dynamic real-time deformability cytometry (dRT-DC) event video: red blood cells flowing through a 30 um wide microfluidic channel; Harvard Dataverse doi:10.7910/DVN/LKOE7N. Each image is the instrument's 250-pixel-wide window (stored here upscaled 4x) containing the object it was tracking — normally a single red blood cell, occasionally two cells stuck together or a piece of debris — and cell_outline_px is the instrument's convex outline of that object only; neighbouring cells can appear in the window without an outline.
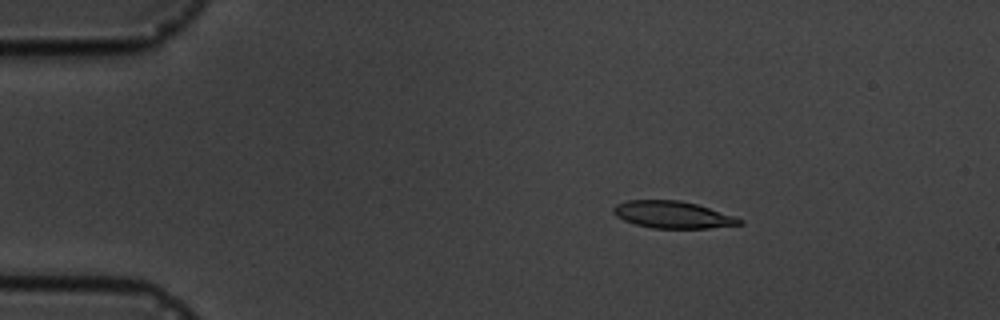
{"species": "common noctule bat (a hibernating species)", "species_latin": "Nyctalus noctula", "temperature_condition": "cold", "stored_images_in_passage": 5, "camera_frame_rate_fps": 3000, "um_per_image_px": 0.085, "animal": {"sex": "male", "body_mass_g": 19.5, "forearm_length_mm": 54.6}, "frame": {"image": 1, "passage_image": 3, "time_ms": 2.667, "image_size_px": [1000, 320], "cell_outline_px": [[744, 224], [708, 228], [652, 228], [636, 224], [624, 220], [616, 216], [612, 212], [612, 208], [616, 204], [628, 200], [680, 200], [696, 204], [736, 216], [744, 220]], "centroid_in_image_um": [57.19, 18.25], "position_along_channel_um": 27.8, "area_um2": 19.94}}